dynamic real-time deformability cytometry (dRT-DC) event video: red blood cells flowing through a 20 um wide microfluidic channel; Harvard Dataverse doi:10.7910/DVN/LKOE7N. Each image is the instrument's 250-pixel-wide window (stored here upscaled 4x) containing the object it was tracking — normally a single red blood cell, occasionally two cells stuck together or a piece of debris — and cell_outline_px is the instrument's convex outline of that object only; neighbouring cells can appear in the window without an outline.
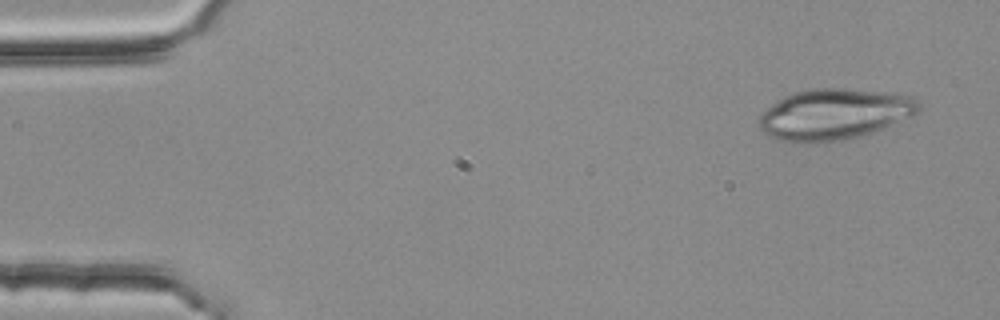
{"species": "common noctule bat (a hibernating species)", "species_latin": "Nyctalus noctula", "temperature_condition": "room temperature", "stored_images_in_passage": 4, "camera_frame_rate_fps": 3000, "um_per_image_px": 0.085, "animal": {"sex": "female", "body_mass_g": 25.1}, "frame": {"image": 1, "passage_image": 4, "time_ms": 1.0, "image_size_px": [1000, 320], "cell_outline_px": [[920, 108], [912, 116], [860, 136], [844, 140], [812, 144], [792, 144], [780, 140], [764, 132], [760, 128], [760, 116], [776, 100], [784, 96], [796, 92], [812, 88], [848, 88], [896, 92], [912, 96], [920, 104]], "centroid_in_image_um": [70.92, 9.71], "position_along_channel_um": 14.1, "area_um2": 47.74}}